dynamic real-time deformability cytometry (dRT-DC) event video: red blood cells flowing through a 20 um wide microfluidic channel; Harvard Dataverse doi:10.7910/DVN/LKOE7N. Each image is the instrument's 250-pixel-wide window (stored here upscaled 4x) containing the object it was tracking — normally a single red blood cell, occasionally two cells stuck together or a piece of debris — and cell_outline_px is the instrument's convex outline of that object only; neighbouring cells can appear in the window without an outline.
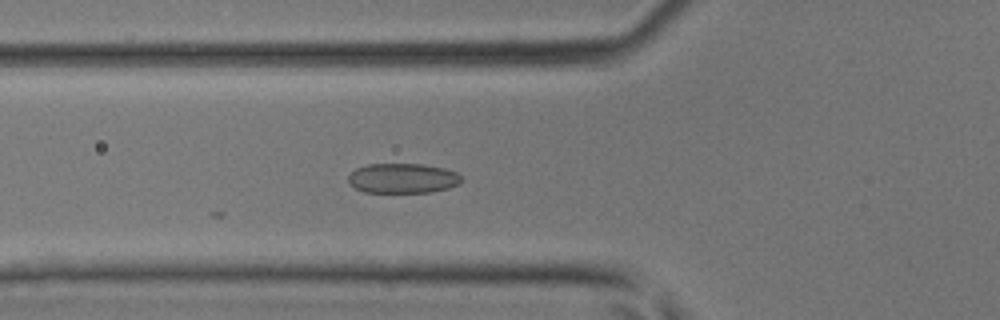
{"species": "common noctule bat (a hibernating species)", "species_latin": "Nyctalus noctula", "temperature_condition": "room temperature", "stored_images_in_passage": 31, "camera_frame_rate_fps": 3000, "um_per_image_px": 0.085, "animal": {"sex": "male", "body_mass_g": 17.9, "forearm_length_mm": 54.2}, "frame": {"image": 1, "passage_image": 2, "time_ms": 0.333, "image_size_px": [1000, 320], "cell_outline_px": [[464, 180], [460, 184], [448, 188], [432, 192], [364, 192], [356, 188], [348, 180], [348, 176], [356, 168], [368, 164], [424, 164], [444, 168], [456, 172]], "centroid_in_image_um": [34.27, 15.15], "position_along_channel_um": 91.5, "area_um2": 19.71}}
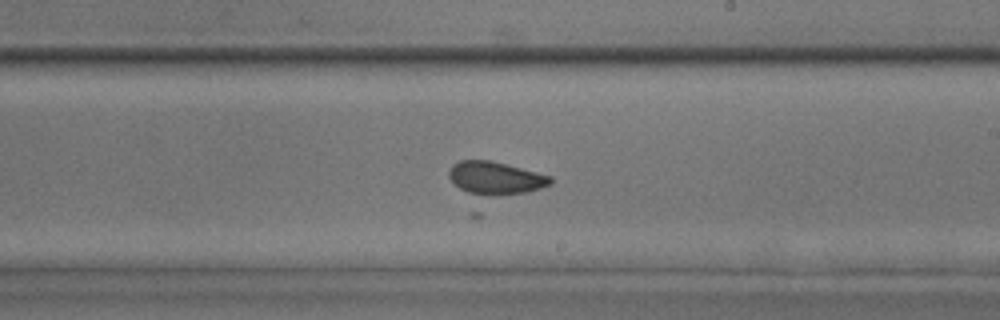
{"frame": {"image": 2, "passage_image": 12, "time_ms": 3.667, "image_size_px": [1000, 320], "cell_outline_px": [[552, 184], [528, 192], [496, 196], [476, 196], [460, 188], [448, 176], [448, 172], [452, 164], [460, 160], [492, 160], [552, 176]], "centroid_in_image_um": [42.12, 15.14], "position_along_channel_um": 246.9, "area_um2": 19.71}}
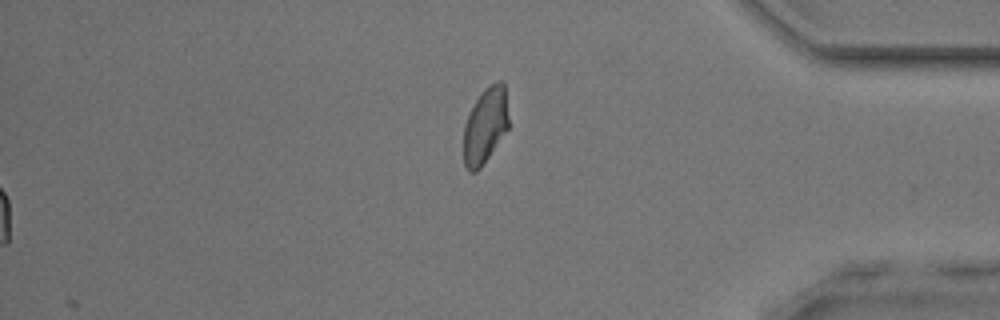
{"frame": {"image": 3, "passage_image": 31, "time_ms": 10.0, "image_size_px": [1000, 320], "cell_outline_px": [[508, 128], [480, 168], [476, 172], [468, 172], [464, 164], [464, 124], [476, 100], [484, 88], [496, 80], [504, 80], [508, 120]], "centroid_in_image_um": [41.24, 10.65], "position_along_channel_um": 394.0, "area_um2": 19.71}}